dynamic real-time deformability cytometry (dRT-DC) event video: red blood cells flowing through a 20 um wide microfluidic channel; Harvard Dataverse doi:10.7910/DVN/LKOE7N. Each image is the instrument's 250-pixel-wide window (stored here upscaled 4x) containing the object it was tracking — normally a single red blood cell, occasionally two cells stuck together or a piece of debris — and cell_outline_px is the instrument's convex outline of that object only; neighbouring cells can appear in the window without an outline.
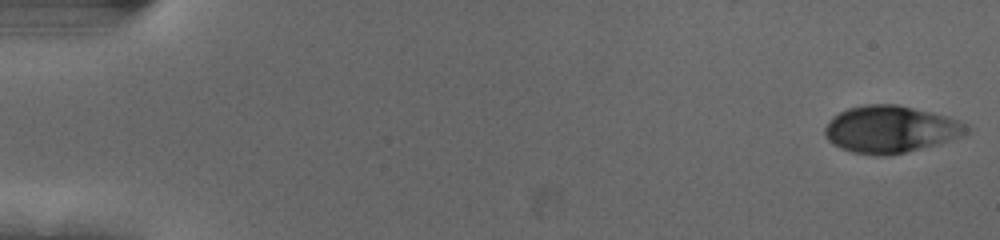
{"species": "human", "species_latin": "Homo sapiens", "temperature_condition": "cold", "stored_images_in_passage": 55, "camera_frame_rate_fps": 3000, "um_per_image_px": 0.085, "donor": {"sex": "female"}, "frame": {"image": 1, "passage_image": 1, "time_ms": 0.0, "image_size_px": [1000, 240], "cell_outline_px": [[968, 128], [960, 136], [952, 140], [904, 152], [884, 156], [852, 152], [832, 144], [828, 140], [824, 132], [824, 128], [832, 116], [848, 108], [864, 104], [896, 104], [944, 116], [956, 120], [964, 124]], "centroid_in_image_um": [75.61, 10.99], "position_along_channel_um": 9.4, "area_um2": 38.15}}
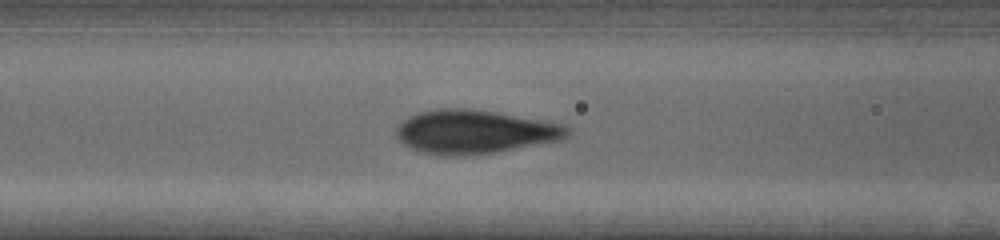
{"frame": {"image": 2, "passage_image": 23, "time_ms": 7.333, "image_size_px": [1000, 240], "cell_outline_px": [[568, 136], [564, 140], [492, 152], [456, 156], [452, 156], [424, 152], [412, 148], [404, 144], [400, 140], [396, 132], [396, 128], [408, 116], [420, 112], [440, 108], [464, 108], [492, 112], [564, 124], [568, 128]], "centroid_in_image_um": [40.35, 11.2], "position_along_channel_um": 126.3, "area_um2": 42.77}}
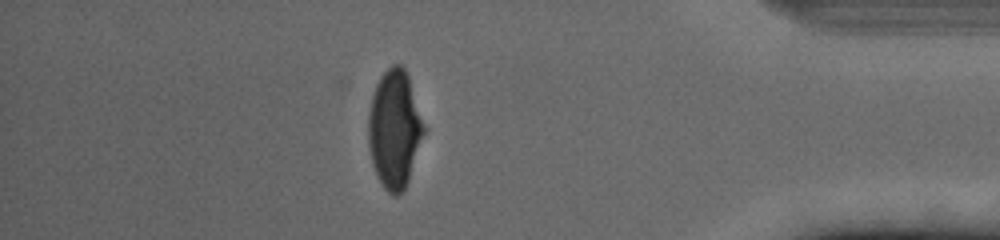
{"frame": {"image": 3, "passage_image": 48, "time_ms": 15.667, "image_size_px": [1000, 240], "cell_outline_px": [[424, 132], [408, 180], [404, 188], [396, 196], [392, 196], [384, 188], [372, 164], [368, 144], [368, 116], [372, 96], [376, 84], [380, 76], [392, 64], [400, 64], [404, 68], [408, 76], [424, 128]], "centroid_in_image_um": [33.49, 10.97], "position_along_channel_um": 401.7, "area_um2": 37.4}, "authors_computed_cell_mechanics": {"area_um2": 40.6334, "velocity_mm_per_s": 3.7054, "shape_relaxation_time_tau1_ms": 3.0359, "shape_relaxation_time_tau2_ms": null, "deformation_change_tau1": 0.1636, "deformation_change_tau2": null}}